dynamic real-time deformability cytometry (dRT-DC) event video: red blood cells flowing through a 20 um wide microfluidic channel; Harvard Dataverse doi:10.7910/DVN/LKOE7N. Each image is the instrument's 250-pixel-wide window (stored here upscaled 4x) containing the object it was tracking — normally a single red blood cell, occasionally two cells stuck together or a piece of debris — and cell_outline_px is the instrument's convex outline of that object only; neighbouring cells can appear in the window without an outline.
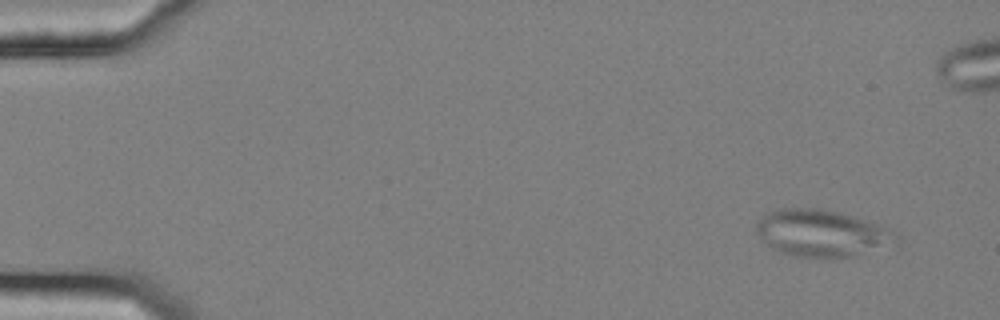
{"species": "common noctule bat (a hibernating species)", "species_latin": "Nyctalus noctula", "temperature_condition": "cold", "stored_images_in_passage": 13, "camera_frame_rate_fps": 3000, "um_per_image_px": 0.085, "animal": {"sex": "female", "body_mass_g": 25.1}, "frame": {"image": 1, "passage_image": 1, "time_ms": 0.0, "image_size_px": [1000, 320], "cell_outline_px": [[900, 240], [896, 244], [848, 256], [796, 256], [780, 252], [772, 248], [760, 240], [756, 232], [756, 224], [768, 212], [780, 208], [816, 208], [836, 212], [852, 216], [876, 224], [896, 232], [900, 236]], "centroid_in_image_um": [69.82, 19.81], "position_along_channel_um": 15.2, "area_um2": 37.51}}